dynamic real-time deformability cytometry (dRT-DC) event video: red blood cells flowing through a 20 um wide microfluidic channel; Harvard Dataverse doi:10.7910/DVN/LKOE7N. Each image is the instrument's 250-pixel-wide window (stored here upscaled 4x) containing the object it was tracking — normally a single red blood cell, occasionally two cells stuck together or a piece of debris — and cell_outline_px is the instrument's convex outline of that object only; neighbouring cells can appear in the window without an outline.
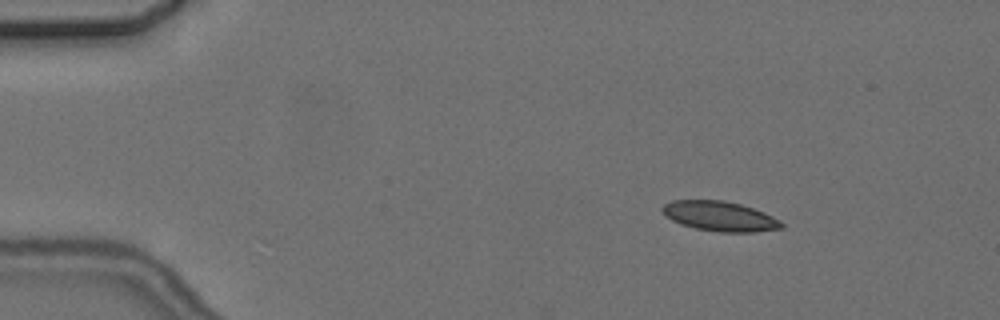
{"species": "common noctule bat (a hibernating species)", "species_latin": "Nyctalus noctula", "temperature_condition": "cold", "stored_images_in_passage": 7, "camera_frame_rate_fps": 3000, "um_per_image_px": 0.085, "animal": {"sex": "female", "body_mass_g": 24.6, "forearm_length_mm": 56.2}, "frame": {"image": 1, "passage_image": 1, "time_ms": 0.0, "image_size_px": [1000, 320], "cell_outline_px": [[784, 228], [756, 232], [720, 232], [696, 228], [680, 224], [664, 216], [660, 208], [664, 204], [672, 200], [724, 200], [740, 204], [764, 212], [780, 220], [784, 224]], "centroid_in_image_um": [61.17, 18.38], "position_along_channel_um": 23.8, "area_um2": 20.87}}
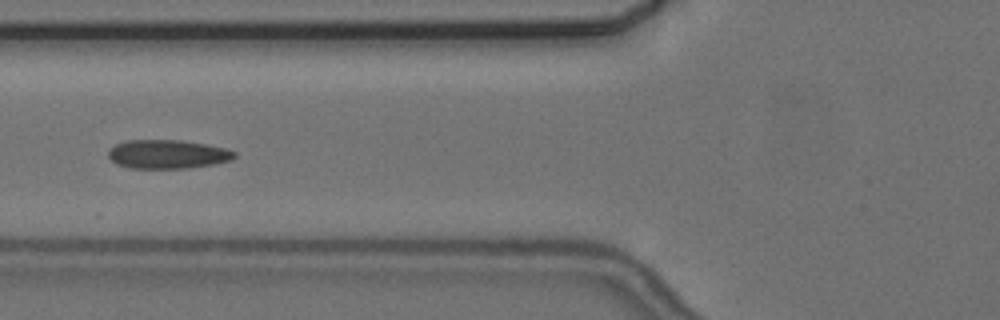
{"frame": {"image": 2, "passage_image": 5, "time_ms": 4.667, "image_size_px": [1000, 320], "cell_outline_px": [[236, 156], [232, 160], [212, 164], [188, 168], [128, 168], [116, 164], [108, 156], [108, 148], [124, 140], [180, 140], [208, 144], [224, 148], [236, 152]], "centroid_in_image_um": [14.21, 13.1], "position_along_channel_um": 111.6, "area_um2": 21.33}}
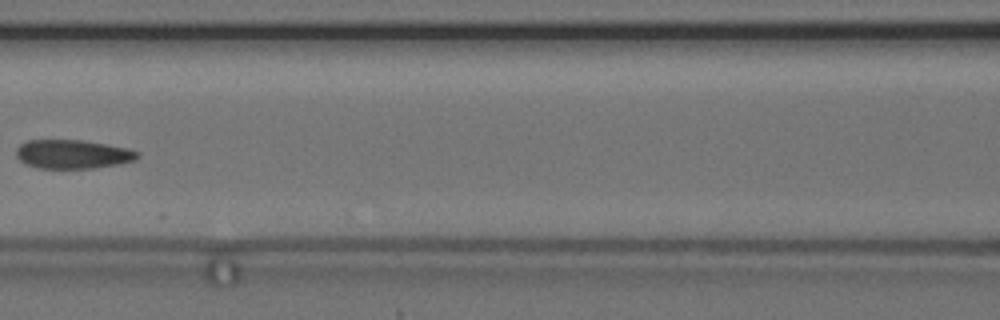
{"frame": {"image": 3, "passage_image": 6, "time_ms": 6.0, "image_size_px": [1000, 320], "cell_outline_px": [[140, 156], [136, 160], [120, 164], [92, 168], [36, 168], [24, 164], [16, 156], [16, 148], [20, 144], [28, 140], [84, 140], [108, 144], [128, 148], [140, 152]], "centroid_in_image_um": [6.2, 13.1], "position_along_channel_um": 160.4, "area_um2": 20.69}}